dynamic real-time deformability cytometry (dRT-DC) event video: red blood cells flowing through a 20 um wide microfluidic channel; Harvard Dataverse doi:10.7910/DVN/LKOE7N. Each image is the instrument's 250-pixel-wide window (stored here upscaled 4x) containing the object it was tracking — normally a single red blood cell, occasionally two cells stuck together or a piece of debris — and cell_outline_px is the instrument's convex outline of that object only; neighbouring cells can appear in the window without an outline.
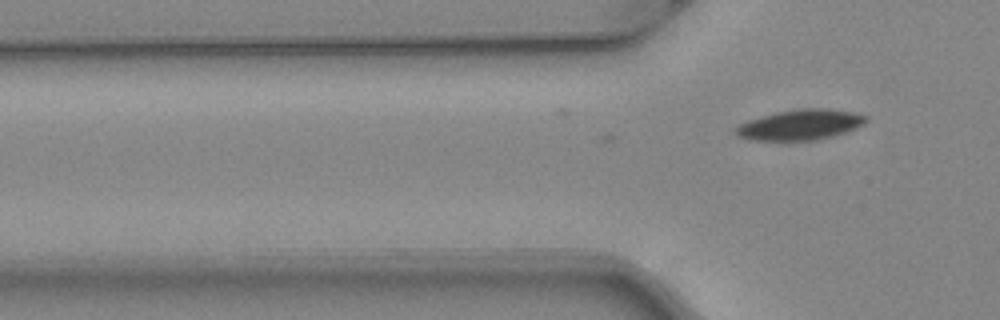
{"species": "common noctule bat (a hibernating species)", "species_latin": "Nyctalus noctula", "temperature_condition": "warm", "stored_images_in_passage": 4, "camera_frame_rate_fps": 3000, "um_per_image_px": 0.085, "animal": {"sex": "female", "body_mass_g": 24.6, "forearm_length_mm": 56.2}, "frame": {"image": 1, "passage_image": 4, "time_ms": 1.0, "image_size_px": [1000, 320], "cell_outline_px": [[868, 120], [864, 124], [856, 128], [832, 136], [812, 140], [748, 140], [736, 136], [732, 132], [732, 128], [748, 120], [760, 116], [776, 112], [804, 108], [816, 108], [856, 112], [868, 116]], "centroid_in_image_um": [67.97, 10.61], "position_along_channel_um": 57.8, "area_um2": 23.18}}